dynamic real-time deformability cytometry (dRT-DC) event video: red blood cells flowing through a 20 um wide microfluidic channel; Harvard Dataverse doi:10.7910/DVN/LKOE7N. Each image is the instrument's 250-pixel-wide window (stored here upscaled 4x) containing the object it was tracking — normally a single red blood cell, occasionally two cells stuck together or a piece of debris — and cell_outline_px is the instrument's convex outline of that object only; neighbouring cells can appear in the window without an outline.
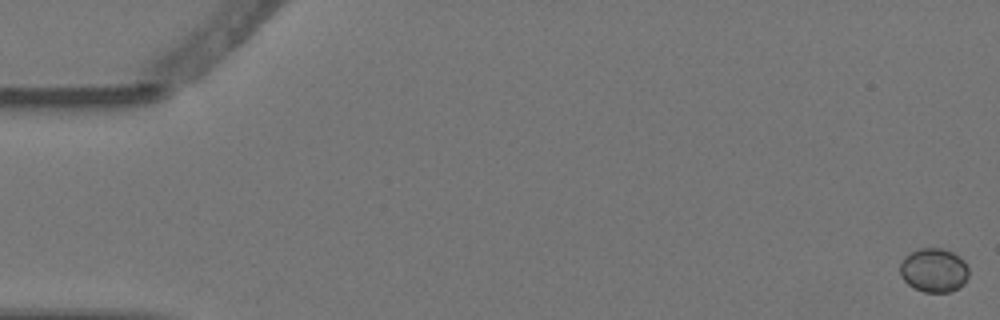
{"species": "Egyptian fruit bat (a non-hibernating species)", "species_latin": "Rousettus aegyptiacus", "temperature_condition": "warm", "stored_images_in_passage": 4, "camera_frame_rate_fps": 3000, "um_per_image_px": 0.085, "animal": {"sex": "female"}, "frame": {"image": 1, "passage_image": 1, "time_ms": 0.0, "image_size_px": [1000, 320], "cell_outline_px": [[968, 276], [964, 284], [960, 288], [948, 292], [924, 292], [908, 284], [900, 276], [900, 260], [904, 256], [920, 248], [944, 248], [960, 256], [964, 260], [968, 268]], "centroid_in_image_um": [79.38, 22.96], "position_along_channel_um": 5.6, "area_um2": 17.8}}
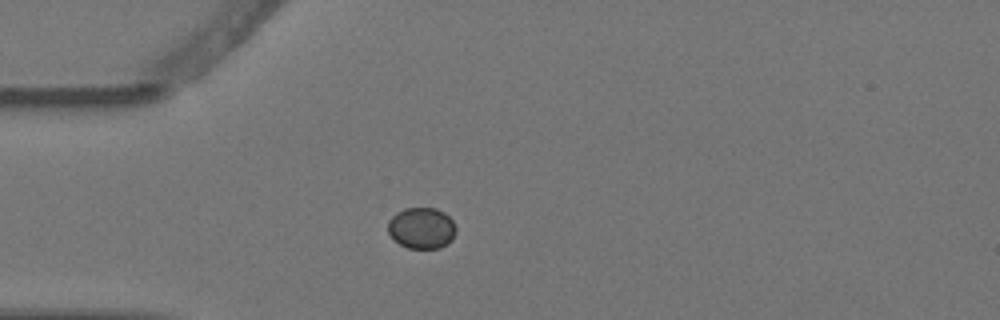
{"frame": {"image": 2, "passage_image": 4, "time_ms": 1.0, "image_size_px": [1000, 320], "cell_outline_px": [[456, 232], [452, 240], [448, 244], [440, 248], [408, 248], [400, 244], [388, 232], [388, 220], [396, 212], [404, 208], [436, 208], [444, 212], [452, 220], [456, 228]], "centroid_in_image_um": [35.85, 19.38], "position_along_channel_um": 49.1, "area_um2": 16.42}}